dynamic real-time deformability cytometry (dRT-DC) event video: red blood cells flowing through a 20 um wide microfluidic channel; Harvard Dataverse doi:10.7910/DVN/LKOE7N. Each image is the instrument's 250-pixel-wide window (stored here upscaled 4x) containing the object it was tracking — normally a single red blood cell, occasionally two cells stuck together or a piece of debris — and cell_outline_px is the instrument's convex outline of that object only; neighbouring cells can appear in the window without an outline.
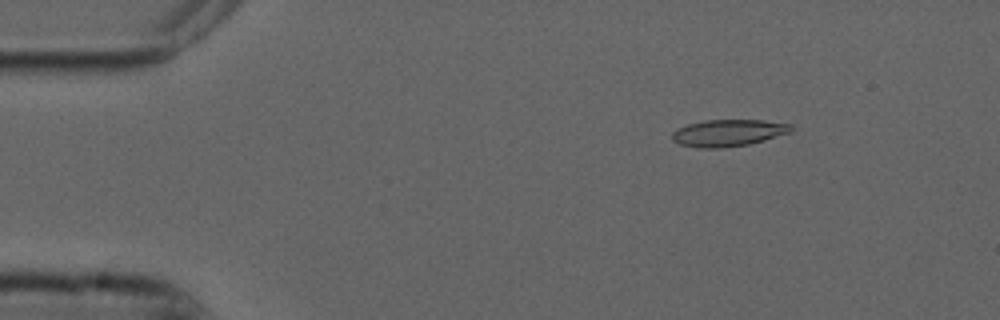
{"species": "common noctule bat (a hibernating species)", "species_latin": "Nyctalus noctula", "temperature_condition": "cold", "stored_images_in_passage": 54, "camera_frame_rate_fps": 3000, "um_per_image_px": 0.085, "animal": {"sex": "male", "forearm_length_mm": 52.5}, "frame": {"image": 1, "passage_image": 7, "time_ms": 2.0, "image_size_px": [1000, 320], "cell_outline_px": [[792, 132], [764, 140], [748, 144], [720, 148], [696, 148], [680, 144], [672, 140], [672, 132], [688, 124], [704, 120], [764, 120], [792, 124]], "centroid_in_image_um": [61.91, 11.29], "position_along_channel_um": 23.1, "area_um2": 18.61}}
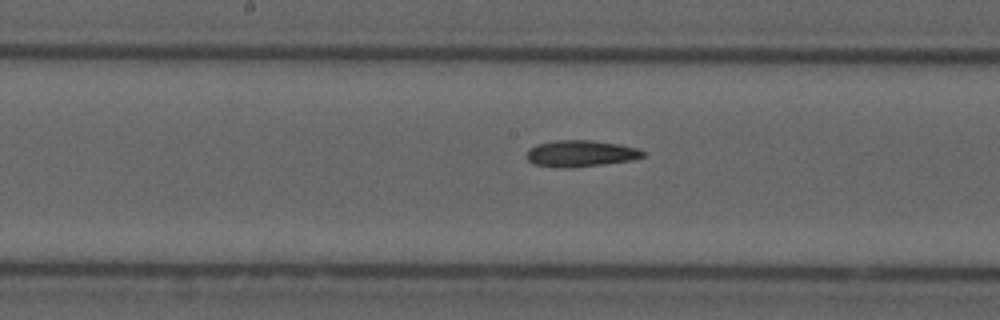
{"frame": {"image": 2, "passage_image": 27, "time_ms": 8.667, "image_size_px": [1000, 320], "cell_outline_px": [[644, 156], [632, 160], [572, 168], [560, 168], [532, 164], [528, 160], [528, 148], [536, 144], [556, 140], [592, 140], [620, 144], [640, 148], [644, 152]], "centroid_in_image_um": [49.36, 13.04], "position_along_channel_um": 198.8, "area_um2": 18.09}}
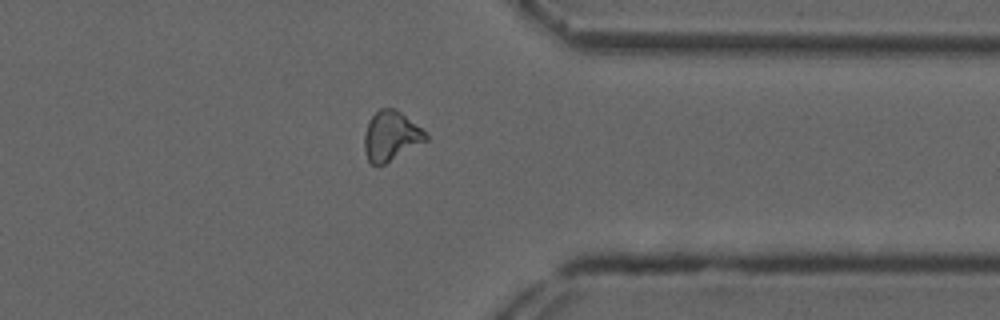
{"frame": {"image": 3, "passage_image": 42, "time_ms": 13.667, "image_size_px": [1000, 320], "cell_outline_px": [[428, 140], [384, 164], [372, 164], [368, 160], [364, 152], [364, 132], [368, 120], [380, 108], [396, 108], [420, 128], [428, 136]], "centroid_in_image_um": [33.2, 11.55], "position_along_channel_um": 378.2, "area_um2": 17.63}}